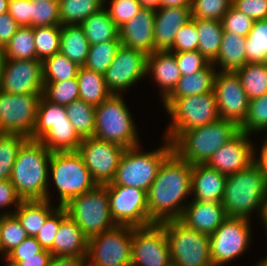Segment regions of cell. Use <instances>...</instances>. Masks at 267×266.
I'll use <instances>...</instances> for the list:
<instances>
[{"instance_id": "cell-11", "label": "cell", "mask_w": 267, "mask_h": 266, "mask_svg": "<svg viewBox=\"0 0 267 266\" xmlns=\"http://www.w3.org/2000/svg\"><path fill=\"white\" fill-rule=\"evenodd\" d=\"M133 227L116 226L88 239V266H116L131 262Z\"/></svg>"}, {"instance_id": "cell-5", "label": "cell", "mask_w": 267, "mask_h": 266, "mask_svg": "<svg viewBox=\"0 0 267 266\" xmlns=\"http://www.w3.org/2000/svg\"><path fill=\"white\" fill-rule=\"evenodd\" d=\"M164 107L172 122L165 138L173 143L184 131L212 123L219 119L217 99L213 92L181 98H165Z\"/></svg>"}, {"instance_id": "cell-70", "label": "cell", "mask_w": 267, "mask_h": 266, "mask_svg": "<svg viewBox=\"0 0 267 266\" xmlns=\"http://www.w3.org/2000/svg\"><path fill=\"white\" fill-rule=\"evenodd\" d=\"M256 266H267V257L264 260H259Z\"/></svg>"}, {"instance_id": "cell-45", "label": "cell", "mask_w": 267, "mask_h": 266, "mask_svg": "<svg viewBox=\"0 0 267 266\" xmlns=\"http://www.w3.org/2000/svg\"><path fill=\"white\" fill-rule=\"evenodd\" d=\"M42 96L54 104L68 105L79 99L77 78L59 82H44Z\"/></svg>"}, {"instance_id": "cell-8", "label": "cell", "mask_w": 267, "mask_h": 266, "mask_svg": "<svg viewBox=\"0 0 267 266\" xmlns=\"http://www.w3.org/2000/svg\"><path fill=\"white\" fill-rule=\"evenodd\" d=\"M50 173L58 190L60 207L97 186L77 151L52 152L49 162Z\"/></svg>"}, {"instance_id": "cell-47", "label": "cell", "mask_w": 267, "mask_h": 266, "mask_svg": "<svg viewBox=\"0 0 267 266\" xmlns=\"http://www.w3.org/2000/svg\"><path fill=\"white\" fill-rule=\"evenodd\" d=\"M267 129V92L249 101L247 115L239 125V130L250 135L253 131L260 132ZM259 130V131H258ZM267 131V130H266Z\"/></svg>"}, {"instance_id": "cell-32", "label": "cell", "mask_w": 267, "mask_h": 266, "mask_svg": "<svg viewBox=\"0 0 267 266\" xmlns=\"http://www.w3.org/2000/svg\"><path fill=\"white\" fill-rule=\"evenodd\" d=\"M79 99L93 107L100 105L112 93L108 90L104 75L80 66L77 74Z\"/></svg>"}, {"instance_id": "cell-55", "label": "cell", "mask_w": 267, "mask_h": 266, "mask_svg": "<svg viewBox=\"0 0 267 266\" xmlns=\"http://www.w3.org/2000/svg\"><path fill=\"white\" fill-rule=\"evenodd\" d=\"M232 6L253 21L267 19V0H232Z\"/></svg>"}, {"instance_id": "cell-25", "label": "cell", "mask_w": 267, "mask_h": 266, "mask_svg": "<svg viewBox=\"0 0 267 266\" xmlns=\"http://www.w3.org/2000/svg\"><path fill=\"white\" fill-rule=\"evenodd\" d=\"M153 75L155 82L161 87L162 100L175 88L181 78L174 52L154 51L147 57V74Z\"/></svg>"}, {"instance_id": "cell-33", "label": "cell", "mask_w": 267, "mask_h": 266, "mask_svg": "<svg viewBox=\"0 0 267 266\" xmlns=\"http://www.w3.org/2000/svg\"><path fill=\"white\" fill-rule=\"evenodd\" d=\"M82 140L71 122L54 123L39 139L51 152L77 151Z\"/></svg>"}, {"instance_id": "cell-28", "label": "cell", "mask_w": 267, "mask_h": 266, "mask_svg": "<svg viewBox=\"0 0 267 266\" xmlns=\"http://www.w3.org/2000/svg\"><path fill=\"white\" fill-rule=\"evenodd\" d=\"M51 206L49 200H23L15 208L16 211L13 214L18 218L28 236L36 237L46 219L57 209Z\"/></svg>"}, {"instance_id": "cell-68", "label": "cell", "mask_w": 267, "mask_h": 266, "mask_svg": "<svg viewBox=\"0 0 267 266\" xmlns=\"http://www.w3.org/2000/svg\"><path fill=\"white\" fill-rule=\"evenodd\" d=\"M5 260H6V263H7L6 266H21V265L19 264V262L12 261V260L9 259L7 256H5Z\"/></svg>"}, {"instance_id": "cell-2", "label": "cell", "mask_w": 267, "mask_h": 266, "mask_svg": "<svg viewBox=\"0 0 267 266\" xmlns=\"http://www.w3.org/2000/svg\"><path fill=\"white\" fill-rule=\"evenodd\" d=\"M52 152L39 140L27 139L18 151L10 181L22 200H49V162Z\"/></svg>"}, {"instance_id": "cell-48", "label": "cell", "mask_w": 267, "mask_h": 266, "mask_svg": "<svg viewBox=\"0 0 267 266\" xmlns=\"http://www.w3.org/2000/svg\"><path fill=\"white\" fill-rule=\"evenodd\" d=\"M61 25L58 0H31V26Z\"/></svg>"}, {"instance_id": "cell-9", "label": "cell", "mask_w": 267, "mask_h": 266, "mask_svg": "<svg viewBox=\"0 0 267 266\" xmlns=\"http://www.w3.org/2000/svg\"><path fill=\"white\" fill-rule=\"evenodd\" d=\"M63 207L88 239L117 226L110 214L106 185H97L94 189L71 199Z\"/></svg>"}, {"instance_id": "cell-36", "label": "cell", "mask_w": 267, "mask_h": 266, "mask_svg": "<svg viewBox=\"0 0 267 266\" xmlns=\"http://www.w3.org/2000/svg\"><path fill=\"white\" fill-rule=\"evenodd\" d=\"M249 100L267 92V63H247L235 71Z\"/></svg>"}, {"instance_id": "cell-26", "label": "cell", "mask_w": 267, "mask_h": 266, "mask_svg": "<svg viewBox=\"0 0 267 266\" xmlns=\"http://www.w3.org/2000/svg\"><path fill=\"white\" fill-rule=\"evenodd\" d=\"M88 237L68 215L61 221L50 250L52 256H87Z\"/></svg>"}, {"instance_id": "cell-61", "label": "cell", "mask_w": 267, "mask_h": 266, "mask_svg": "<svg viewBox=\"0 0 267 266\" xmlns=\"http://www.w3.org/2000/svg\"><path fill=\"white\" fill-rule=\"evenodd\" d=\"M51 257V252L43 249L40 253H38V257L24 258L19 261V264L21 266H47Z\"/></svg>"}, {"instance_id": "cell-62", "label": "cell", "mask_w": 267, "mask_h": 266, "mask_svg": "<svg viewBox=\"0 0 267 266\" xmlns=\"http://www.w3.org/2000/svg\"><path fill=\"white\" fill-rule=\"evenodd\" d=\"M264 141L259 158L254 156V163L261 169L262 174L267 179V136Z\"/></svg>"}, {"instance_id": "cell-34", "label": "cell", "mask_w": 267, "mask_h": 266, "mask_svg": "<svg viewBox=\"0 0 267 266\" xmlns=\"http://www.w3.org/2000/svg\"><path fill=\"white\" fill-rule=\"evenodd\" d=\"M199 33L198 51L212 63L219 53L224 29L222 22L213 19H196Z\"/></svg>"}, {"instance_id": "cell-31", "label": "cell", "mask_w": 267, "mask_h": 266, "mask_svg": "<svg viewBox=\"0 0 267 266\" xmlns=\"http://www.w3.org/2000/svg\"><path fill=\"white\" fill-rule=\"evenodd\" d=\"M90 43L80 25L61 26L60 52L68 59L84 66L89 53Z\"/></svg>"}, {"instance_id": "cell-56", "label": "cell", "mask_w": 267, "mask_h": 266, "mask_svg": "<svg viewBox=\"0 0 267 266\" xmlns=\"http://www.w3.org/2000/svg\"><path fill=\"white\" fill-rule=\"evenodd\" d=\"M43 250L41 244L35 237L28 236L18 246L13 248L6 256L12 261L19 262L24 258L38 257Z\"/></svg>"}, {"instance_id": "cell-12", "label": "cell", "mask_w": 267, "mask_h": 266, "mask_svg": "<svg viewBox=\"0 0 267 266\" xmlns=\"http://www.w3.org/2000/svg\"><path fill=\"white\" fill-rule=\"evenodd\" d=\"M106 186L110 214L116 225L138 228L154 224L148 214L146 191L124 185Z\"/></svg>"}, {"instance_id": "cell-37", "label": "cell", "mask_w": 267, "mask_h": 266, "mask_svg": "<svg viewBox=\"0 0 267 266\" xmlns=\"http://www.w3.org/2000/svg\"><path fill=\"white\" fill-rule=\"evenodd\" d=\"M59 122H70L66 107L49 102L41 96L37 108L36 126L29 139L39 140L54 123Z\"/></svg>"}, {"instance_id": "cell-22", "label": "cell", "mask_w": 267, "mask_h": 266, "mask_svg": "<svg viewBox=\"0 0 267 266\" xmlns=\"http://www.w3.org/2000/svg\"><path fill=\"white\" fill-rule=\"evenodd\" d=\"M227 218L220 202L193 200L186 204L179 221L190 229L211 235Z\"/></svg>"}, {"instance_id": "cell-7", "label": "cell", "mask_w": 267, "mask_h": 266, "mask_svg": "<svg viewBox=\"0 0 267 266\" xmlns=\"http://www.w3.org/2000/svg\"><path fill=\"white\" fill-rule=\"evenodd\" d=\"M94 137L121 145L125 149L140 144L132 114L122 94H111L95 107Z\"/></svg>"}, {"instance_id": "cell-38", "label": "cell", "mask_w": 267, "mask_h": 266, "mask_svg": "<svg viewBox=\"0 0 267 266\" xmlns=\"http://www.w3.org/2000/svg\"><path fill=\"white\" fill-rule=\"evenodd\" d=\"M4 58L10 60L36 59L32 26L18 27L14 36L3 48Z\"/></svg>"}, {"instance_id": "cell-42", "label": "cell", "mask_w": 267, "mask_h": 266, "mask_svg": "<svg viewBox=\"0 0 267 266\" xmlns=\"http://www.w3.org/2000/svg\"><path fill=\"white\" fill-rule=\"evenodd\" d=\"M27 139L19 133H0V180L10 179L18 151Z\"/></svg>"}, {"instance_id": "cell-40", "label": "cell", "mask_w": 267, "mask_h": 266, "mask_svg": "<svg viewBox=\"0 0 267 266\" xmlns=\"http://www.w3.org/2000/svg\"><path fill=\"white\" fill-rule=\"evenodd\" d=\"M80 66L58 52L42 62L43 82L66 81L77 77Z\"/></svg>"}, {"instance_id": "cell-19", "label": "cell", "mask_w": 267, "mask_h": 266, "mask_svg": "<svg viewBox=\"0 0 267 266\" xmlns=\"http://www.w3.org/2000/svg\"><path fill=\"white\" fill-rule=\"evenodd\" d=\"M42 61L4 60L0 90L9 94H42L43 93Z\"/></svg>"}, {"instance_id": "cell-53", "label": "cell", "mask_w": 267, "mask_h": 266, "mask_svg": "<svg viewBox=\"0 0 267 266\" xmlns=\"http://www.w3.org/2000/svg\"><path fill=\"white\" fill-rule=\"evenodd\" d=\"M221 22L224 31L232 32L246 38L252 29L254 21L251 17L231 6L223 16Z\"/></svg>"}, {"instance_id": "cell-67", "label": "cell", "mask_w": 267, "mask_h": 266, "mask_svg": "<svg viewBox=\"0 0 267 266\" xmlns=\"http://www.w3.org/2000/svg\"><path fill=\"white\" fill-rule=\"evenodd\" d=\"M4 53H3V48H0V86H1V81H2V72H3V67H4Z\"/></svg>"}, {"instance_id": "cell-13", "label": "cell", "mask_w": 267, "mask_h": 266, "mask_svg": "<svg viewBox=\"0 0 267 266\" xmlns=\"http://www.w3.org/2000/svg\"><path fill=\"white\" fill-rule=\"evenodd\" d=\"M251 235L249 219L228 217L209 235L213 266H221L243 254L250 244Z\"/></svg>"}, {"instance_id": "cell-57", "label": "cell", "mask_w": 267, "mask_h": 266, "mask_svg": "<svg viewBox=\"0 0 267 266\" xmlns=\"http://www.w3.org/2000/svg\"><path fill=\"white\" fill-rule=\"evenodd\" d=\"M7 13L19 27L31 26V0H9Z\"/></svg>"}, {"instance_id": "cell-10", "label": "cell", "mask_w": 267, "mask_h": 266, "mask_svg": "<svg viewBox=\"0 0 267 266\" xmlns=\"http://www.w3.org/2000/svg\"><path fill=\"white\" fill-rule=\"evenodd\" d=\"M160 225L166 231L172 266H213L208 234L190 229L179 220Z\"/></svg>"}, {"instance_id": "cell-24", "label": "cell", "mask_w": 267, "mask_h": 266, "mask_svg": "<svg viewBox=\"0 0 267 266\" xmlns=\"http://www.w3.org/2000/svg\"><path fill=\"white\" fill-rule=\"evenodd\" d=\"M227 176L206 164L192 165L191 194L194 199L205 202L222 201Z\"/></svg>"}, {"instance_id": "cell-58", "label": "cell", "mask_w": 267, "mask_h": 266, "mask_svg": "<svg viewBox=\"0 0 267 266\" xmlns=\"http://www.w3.org/2000/svg\"><path fill=\"white\" fill-rule=\"evenodd\" d=\"M22 198L17 194L14 185L9 179L0 180V207L5 208L13 205L17 208L22 202Z\"/></svg>"}, {"instance_id": "cell-50", "label": "cell", "mask_w": 267, "mask_h": 266, "mask_svg": "<svg viewBox=\"0 0 267 266\" xmlns=\"http://www.w3.org/2000/svg\"><path fill=\"white\" fill-rule=\"evenodd\" d=\"M199 33L196 28V19H191L182 26L175 35L170 52H189L198 50Z\"/></svg>"}, {"instance_id": "cell-6", "label": "cell", "mask_w": 267, "mask_h": 266, "mask_svg": "<svg viewBox=\"0 0 267 266\" xmlns=\"http://www.w3.org/2000/svg\"><path fill=\"white\" fill-rule=\"evenodd\" d=\"M165 144L151 152H141L139 146L125 149L111 183L140 188L148 192L163 161L173 152V144L164 137Z\"/></svg>"}, {"instance_id": "cell-59", "label": "cell", "mask_w": 267, "mask_h": 266, "mask_svg": "<svg viewBox=\"0 0 267 266\" xmlns=\"http://www.w3.org/2000/svg\"><path fill=\"white\" fill-rule=\"evenodd\" d=\"M18 27L16 21L8 13L0 15V48L6 46Z\"/></svg>"}, {"instance_id": "cell-65", "label": "cell", "mask_w": 267, "mask_h": 266, "mask_svg": "<svg viewBox=\"0 0 267 266\" xmlns=\"http://www.w3.org/2000/svg\"><path fill=\"white\" fill-rule=\"evenodd\" d=\"M142 7L158 9L161 7V0H138Z\"/></svg>"}, {"instance_id": "cell-15", "label": "cell", "mask_w": 267, "mask_h": 266, "mask_svg": "<svg viewBox=\"0 0 267 266\" xmlns=\"http://www.w3.org/2000/svg\"><path fill=\"white\" fill-rule=\"evenodd\" d=\"M124 151L121 145L94 136L84 138L77 149L97 185L111 183Z\"/></svg>"}, {"instance_id": "cell-1", "label": "cell", "mask_w": 267, "mask_h": 266, "mask_svg": "<svg viewBox=\"0 0 267 266\" xmlns=\"http://www.w3.org/2000/svg\"><path fill=\"white\" fill-rule=\"evenodd\" d=\"M191 172L192 165L174 151L163 161L147 192L148 214L154 224L180 219L186 206L183 200L191 194Z\"/></svg>"}, {"instance_id": "cell-35", "label": "cell", "mask_w": 267, "mask_h": 266, "mask_svg": "<svg viewBox=\"0 0 267 266\" xmlns=\"http://www.w3.org/2000/svg\"><path fill=\"white\" fill-rule=\"evenodd\" d=\"M61 26L80 25L86 18L105 7L104 0H58Z\"/></svg>"}, {"instance_id": "cell-41", "label": "cell", "mask_w": 267, "mask_h": 266, "mask_svg": "<svg viewBox=\"0 0 267 266\" xmlns=\"http://www.w3.org/2000/svg\"><path fill=\"white\" fill-rule=\"evenodd\" d=\"M245 49L247 63H267V19L253 22Z\"/></svg>"}, {"instance_id": "cell-4", "label": "cell", "mask_w": 267, "mask_h": 266, "mask_svg": "<svg viewBox=\"0 0 267 266\" xmlns=\"http://www.w3.org/2000/svg\"><path fill=\"white\" fill-rule=\"evenodd\" d=\"M266 193L267 179L252 163L247 169L227 175L221 204L228 217L250 219V213L260 211Z\"/></svg>"}, {"instance_id": "cell-14", "label": "cell", "mask_w": 267, "mask_h": 266, "mask_svg": "<svg viewBox=\"0 0 267 266\" xmlns=\"http://www.w3.org/2000/svg\"><path fill=\"white\" fill-rule=\"evenodd\" d=\"M42 94H9L0 90V133L33 134Z\"/></svg>"}, {"instance_id": "cell-46", "label": "cell", "mask_w": 267, "mask_h": 266, "mask_svg": "<svg viewBox=\"0 0 267 266\" xmlns=\"http://www.w3.org/2000/svg\"><path fill=\"white\" fill-rule=\"evenodd\" d=\"M27 237L26 230L14 214L3 216L0 236V253L3 256H6Z\"/></svg>"}, {"instance_id": "cell-21", "label": "cell", "mask_w": 267, "mask_h": 266, "mask_svg": "<svg viewBox=\"0 0 267 266\" xmlns=\"http://www.w3.org/2000/svg\"><path fill=\"white\" fill-rule=\"evenodd\" d=\"M155 9L143 7L119 28L121 45L149 55L154 52Z\"/></svg>"}, {"instance_id": "cell-64", "label": "cell", "mask_w": 267, "mask_h": 266, "mask_svg": "<svg viewBox=\"0 0 267 266\" xmlns=\"http://www.w3.org/2000/svg\"><path fill=\"white\" fill-rule=\"evenodd\" d=\"M259 213V216H261V221H263V224L265 225V230L267 231V193L265 194L264 201L262 203Z\"/></svg>"}, {"instance_id": "cell-23", "label": "cell", "mask_w": 267, "mask_h": 266, "mask_svg": "<svg viewBox=\"0 0 267 266\" xmlns=\"http://www.w3.org/2000/svg\"><path fill=\"white\" fill-rule=\"evenodd\" d=\"M192 19L190 7L155 9L154 51L169 50L178 30Z\"/></svg>"}, {"instance_id": "cell-63", "label": "cell", "mask_w": 267, "mask_h": 266, "mask_svg": "<svg viewBox=\"0 0 267 266\" xmlns=\"http://www.w3.org/2000/svg\"><path fill=\"white\" fill-rule=\"evenodd\" d=\"M192 0H161V7H191Z\"/></svg>"}, {"instance_id": "cell-27", "label": "cell", "mask_w": 267, "mask_h": 266, "mask_svg": "<svg viewBox=\"0 0 267 266\" xmlns=\"http://www.w3.org/2000/svg\"><path fill=\"white\" fill-rule=\"evenodd\" d=\"M246 38L232 32L224 31L217 58L212 62L217 64L222 72H235L247 64Z\"/></svg>"}, {"instance_id": "cell-51", "label": "cell", "mask_w": 267, "mask_h": 266, "mask_svg": "<svg viewBox=\"0 0 267 266\" xmlns=\"http://www.w3.org/2000/svg\"><path fill=\"white\" fill-rule=\"evenodd\" d=\"M67 215L64 207L57 206V209L46 219L44 226L35 237L44 250L52 249L60 223Z\"/></svg>"}, {"instance_id": "cell-39", "label": "cell", "mask_w": 267, "mask_h": 266, "mask_svg": "<svg viewBox=\"0 0 267 266\" xmlns=\"http://www.w3.org/2000/svg\"><path fill=\"white\" fill-rule=\"evenodd\" d=\"M68 119L78 135L84 139L94 136L95 107L78 99L66 105Z\"/></svg>"}, {"instance_id": "cell-20", "label": "cell", "mask_w": 267, "mask_h": 266, "mask_svg": "<svg viewBox=\"0 0 267 266\" xmlns=\"http://www.w3.org/2000/svg\"><path fill=\"white\" fill-rule=\"evenodd\" d=\"M244 131H239L224 146L218 149L205 163L224 175L247 169L254 163L255 147Z\"/></svg>"}, {"instance_id": "cell-29", "label": "cell", "mask_w": 267, "mask_h": 266, "mask_svg": "<svg viewBox=\"0 0 267 266\" xmlns=\"http://www.w3.org/2000/svg\"><path fill=\"white\" fill-rule=\"evenodd\" d=\"M210 63L205 69L181 76L173 91L166 98H181L213 92L217 71Z\"/></svg>"}, {"instance_id": "cell-54", "label": "cell", "mask_w": 267, "mask_h": 266, "mask_svg": "<svg viewBox=\"0 0 267 266\" xmlns=\"http://www.w3.org/2000/svg\"><path fill=\"white\" fill-rule=\"evenodd\" d=\"M181 75H191L205 69L210 62L198 50L174 53Z\"/></svg>"}, {"instance_id": "cell-18", "label": "cell", "mask_w": 267, "mask_h": 266, "mask_svg": "<svg viewBox=\"0 0 267 266\" xmlns=\"http://www.w3.org/2000/svg\"><path fill=\"white\" fill-rule=\"evenodd\" d=\"M219 118L240 125L247 115L249 98L235 72L217 71L214 79Z\"/></svg>"}, {"instance_id": "cell-52", "label": "cell", "mask_w": 267, "mask_h": 266, "mask_svg": "<svg viewBox=\"0 0 267 266\" xmlns=\"http://www.w3.org/2000/svg\"><path fill=\"white\" fill-rule=\"evenodd\" d=\"M108 1V0H107ZM110 8L107 9L110 18L120 28L133 18L143 7L138 0H109ZM106 3V0H104Z\"/></svg>"}, {"instance_id": "cell-71", "label": "cell", "mask_w": 267, "mask_h": 266, "mask_svg": "<svg viewBox=\"0 0 267 266\" xmlns=\"http://www.w3.org/2000/svg\"><path fill=\"white\" fill-rule=\"evenodd\" d=\"M116 266H133V264L131 262H128V263L119 264V265H116Z\"/></svg>"}, {"instance_id": "cell-66", "label": "cell", "mask_w": 267, "mask_h": 266, "mask_svg": "<svg viewBox=\"0 0 267 266\" xmlns=\"http://www.w3.org/2000/svg\"><path fill=\"white\" fill-rule=\"evenodd\" d=\"M9 0H0V15L8 12Z\"/></svg>"}, {"instance_id": "cell-17", "label": "cell", "mask_w": 267, "mask_h": 266, "mask_svg": "<svg viewBox=\"0 0 267 266\" xmlns=\"http://www.w3.org/2000/svg\"><path fill=\"white\" fill-rule=\"evenodd\" d=\"M147 57L148 55L140 50L121 45L104 74L108 90L112 94H121L148 75Z\"/></svg>"}, {"instance_id": "cell-44", "label": "cell", "mask_w": 267, "mask_h": 266, "mask_svg": "<svg viewBox=\"0 0 267 266\" xmlns=\"http://www.w3.org/2000/svg\"><path fill=\"white\" fill-rule=\"evenodd\" d=\"M120 46V40H112L96 45H90L84 67L104 75L107 68L113 62Z\"/></svg>"}, {"instance_id": "cell-16", "label": "cell", "mask_w": 267, "mask_h": 266, "mask_svg": "<svg viewBox=\"0 0 267 266\" xmlns=\"http://www.w3.org/2000/svg\"><path fill=\"white\" fill-rule=\"evenodd\" d=\"M131 263L133 266H172L166 231L160 224L133 227Z\"/></svg>"}, {"instance_id": "cell-60", "label": "cell", "mask_w": 267, "mask_h": 266, "mask_svg": "<svg viewBox=\"0 0 267 266\" xmlns=\"http://www.w3.org/2000/svg\"><path fill=\"white\" fill-rule=\"evenodd\" d=\"M87 256H52L47 266H87Z\"/></svg>"}, {"instance_id": "cell-30", "label": "cell", "mask_w": 267, "mask_h": 266, "mask_svg": "<svg viewBox=\"0 0 267 266\" xmlns=\"http://www.w3.org/2000/svg\"><path fill=\"white\" fill-rule=\"evenodd\" d=\"M80 26L83 28L90 45L120 40L119 28L110 18L108 10L104 7L86 18Z\"/></svg>"}, {"instance_id": "cell-3", "label": "cell", "mask_w": 267, "mask_h": 266, "mask_svg": "<svg viewBox=\"0 0 267 266\" xmlns=\"http://www.w3.org/2000/svg\"><path fill=\"white\" fill-rule=\"evenodd\" d=\"M239 131V125L234 121L219 118L212 123L184 131L172 143L173 151L190 165L205 164Z\"/></svg>"}, {"instance_id": "cell-69", "label": "cell", "mask_w": 267, "mask_h": 266, "mask_svg": "<svg viewBox=\"0 0 267 266\" xmlns=\"http://www.w3.org/2000/svg\"><path fill=\"white\" fill-rule=\"evenodd\" d=\"M14 213V211L12 212H5V213H2V214H0V236H1V226H2V221H3V216L4 215H10V214H13Z\"/></svg>"}, {"instance_id": "cell-43", "label": "cell", "mask_w": 267, "mask_h": 266, "mask_svg": "<svg viewBox=\"0 0 267 266\" xmlns=\"http://www.w3.org/2000/svg\"><path fill=\"white\" fill-rule=\"evenodd\" d=\"M60 33L61 25L33 28L37 60L43 62L60 52Z\"/></svg>"}, {"instance_id": "cell-49", "label": "cell", "mask_w": 267, "mask_h": 266, "mask_svg": "<svg viewBox=\"0 0 267 266\" xmlns=\"http://www.w3.org/2000/svg\"><path fill=\"white\" fill-rule=\"evenodd\" d=\"M232 6V0H192L193 19H213L221 21Z\"/></svg>"}]
</instances>
